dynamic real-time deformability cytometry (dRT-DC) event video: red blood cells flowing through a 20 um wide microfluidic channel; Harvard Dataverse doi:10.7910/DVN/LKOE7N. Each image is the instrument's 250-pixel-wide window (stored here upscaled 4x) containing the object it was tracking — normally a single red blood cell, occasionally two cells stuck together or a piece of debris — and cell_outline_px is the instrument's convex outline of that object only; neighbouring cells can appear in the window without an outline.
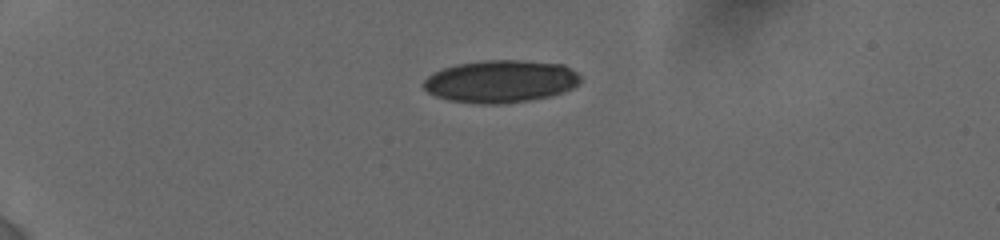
{"species": "human", "species_latin": "Homo sapiens", "temperature_condition": "cold", "stored_images_in_passage": 6, "camera_frame_rate_fps": 3000, "um_per_image_px": 0.085, "donor": {"sex": "female"}, "frame": {"image": 1, "passage_image": 1, "time_ms": 0.0, "image_size_px": [1000, 240], "cell_outline_px": [[580, 80], [572, 88], [548, 96], [528, 100], [500, 104], [480, 104], [448, 100], [436, 96], [428, 92], [424, 88], [424, 80], [428, 76], [444, 68], [456, 64], [484, 60], [520, 60], [564, 64], [576, 72], [580, 76]], "centroid_in_image_um": [42.54, 6.91], "position_along_channel_um": 42.5, "area_um2": 38.55}}
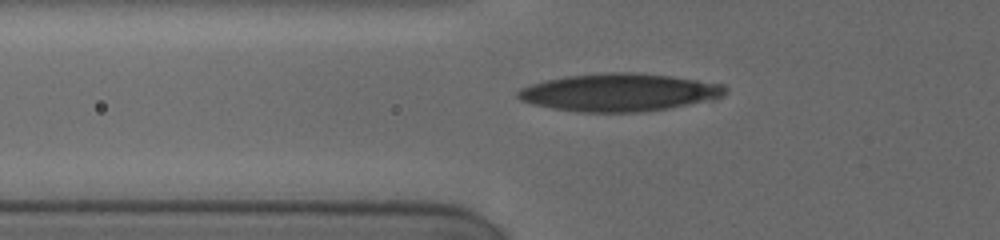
{"frame": {"image": 2, "passage_image": 4, "time_ms": 2.333, "image_size_px": [1000, 240], "cell_outline_px": [[728, 88], [720, 96], [668, 108], [636, 112], [576, 112], [552, 108], [532, 104], [520, 100], [516, 96], [516, 92], [520, 88], [544, 80], [564, 76], [608, 72], [632, 72], [672, 76], [724, 84]], "centroid_in_image_um": [52.53, 7.84], "position_along_channel_um": 73.3, "area_um2": 45.32}}
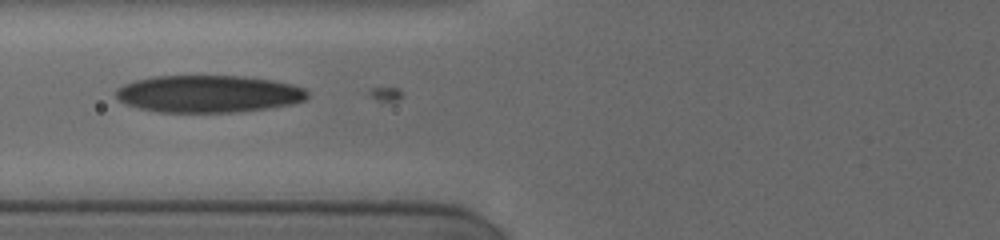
{"frame": {"image": 3, "passage_image": 5, "time_ms": 3.333, "image_size_px": [1000, 240], "cell_outline_px": [[308, 96], [304, 100], [292, 104], [268, 108], [236, 112], [156, 112], [124, 104], [116, 96], [116, 88], [124, 84], [136, 80], [152, 76], [244, 76], [272, 80], [292, 84], [304, 88], [308, 92]], "centroid_in_image_um": [17.71, 7.98], "position_along_channel_um": 108.1, "area_um2": 41.67}}